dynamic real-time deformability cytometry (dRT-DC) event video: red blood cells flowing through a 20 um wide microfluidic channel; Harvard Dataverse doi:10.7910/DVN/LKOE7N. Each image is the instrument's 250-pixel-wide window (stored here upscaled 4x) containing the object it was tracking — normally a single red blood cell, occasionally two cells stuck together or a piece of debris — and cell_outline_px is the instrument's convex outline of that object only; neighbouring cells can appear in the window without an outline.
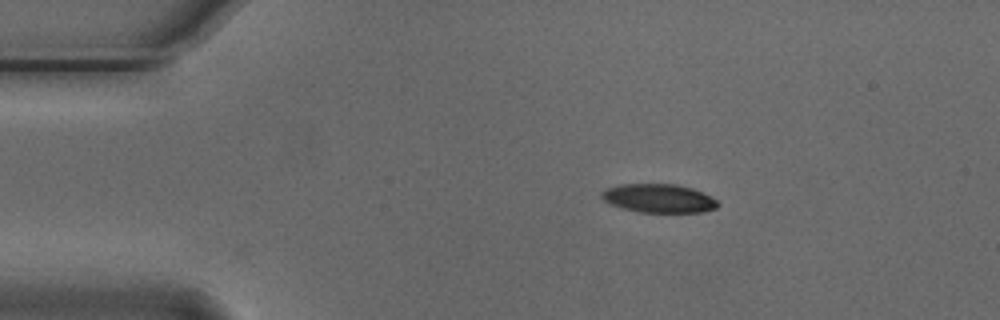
{"species": "Egyptian fruit bat (a non-hibernating species)", "species_latin": "Rousettus aegyptiacus", "temperature_condition": "cold", "stored_images_in_passage": 46, "camera_frame_rate_fps": 3000, "um_per_image_px": 0.085, "animal": {"sex": "male"}, "frame": {"image": 1, "passage_image": 1, "time_ms": 0.0, "image_size_px": [1000, 320], "cell_outline_px": [[720, 204], [716, 208], [700, 212], [640, 212], [620, 208], [604, 200], [600, 196], [600, 192], [608, 188], [620, 184], [676, 184], [692, 188], [712, 196]], "centroid_in_image_um": [56.0, 16.85], "position_along_channel_um": 29.0, "area_um2": 19.42}}
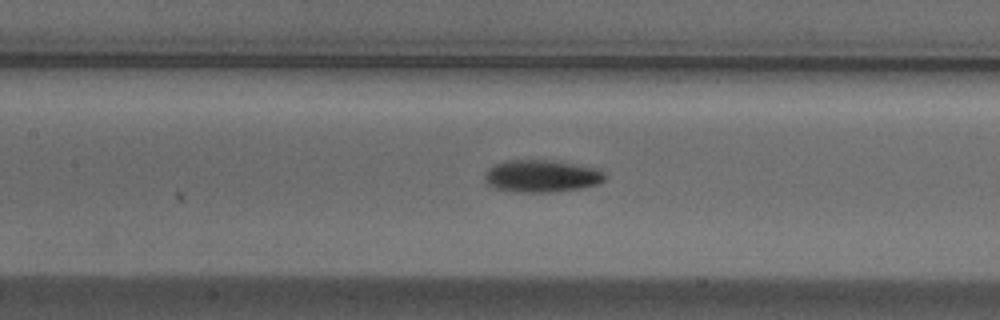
{"frame": {"image": 2, "passage_image": 16, "time_ms": 5.0, "image_size_px": [1000, 320], "cell_outline_px": [[604, 180], [600, 184], [580, 188], [552, 192], [516, 192], [492, 188], [488, 184], [484, 176], [488, 168], [496, 164], [508, 160], [552, 160], [596, 168], [604, 172]], "centroid_in_image_um": [46.02, 14.97], "position_along_channel_um": 161.4, "area_um2": 22.6}}
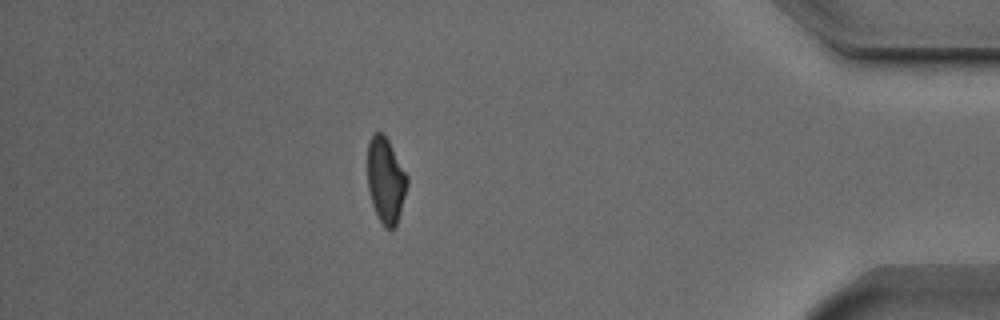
{"frame": {"image": 3, "passage_image": 39, "time_ms": 12.667, "image_size_px": [1000, 320], "cell_outline_px": [[408, 184], [400, 212], [396, 224], [392, 228], [384, 228], [372, 204], [368, 188], [368, 140], [376, 132], [380, 132], [388, 140], [408, 176]], "centroid_in_image_um": [32.79, 15.32], "position_along_channel_um": 402.4, "area_um2": 19.48}}